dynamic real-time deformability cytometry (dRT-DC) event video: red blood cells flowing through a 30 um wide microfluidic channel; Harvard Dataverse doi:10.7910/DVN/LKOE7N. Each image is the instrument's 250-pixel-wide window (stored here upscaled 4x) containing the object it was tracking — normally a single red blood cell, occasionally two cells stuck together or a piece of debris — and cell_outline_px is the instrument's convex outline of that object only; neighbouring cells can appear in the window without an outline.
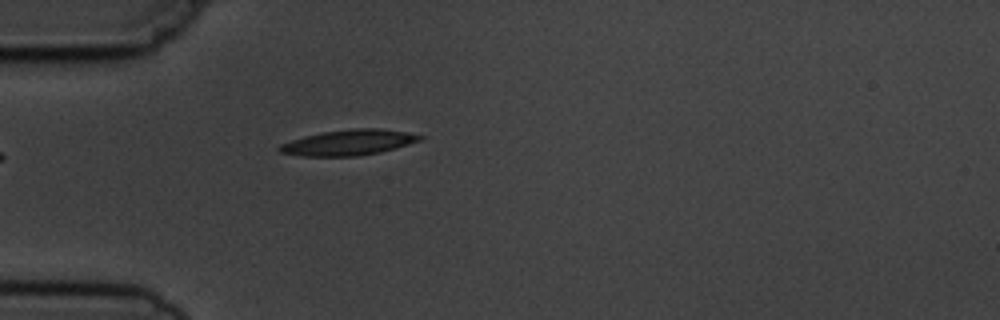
{"species": "common noctule bat (a hibernating species)", "species_latin": "Nyctalus noctula", "temperature_condition": "cold", "stored_images_in_passage": 5, "camera_frame_rate_fps": 3000, "um_per_image_px": 0.085, "animal": {"sex": "male", "body_mass_g": 19.5, "forearm_length_mm": 54.6}, "frame": {"image": 1, "passage_image": 5, "time_ms": 4.667, "image_size_px": [1000, 320], "cell_outline_px": [[424, 140], [396, 148], [380, 152], [360, 156], [300, 156], [280, 152], [276, 148], [280, 144], [304, 136], [324, 132], [352, 128], [380, 128], [408, 132], [424, 136]], "centroid_in_image_um": [29.68, 12.11], "position_along_channel_um": 55.3, "area_um2": 21.1}}